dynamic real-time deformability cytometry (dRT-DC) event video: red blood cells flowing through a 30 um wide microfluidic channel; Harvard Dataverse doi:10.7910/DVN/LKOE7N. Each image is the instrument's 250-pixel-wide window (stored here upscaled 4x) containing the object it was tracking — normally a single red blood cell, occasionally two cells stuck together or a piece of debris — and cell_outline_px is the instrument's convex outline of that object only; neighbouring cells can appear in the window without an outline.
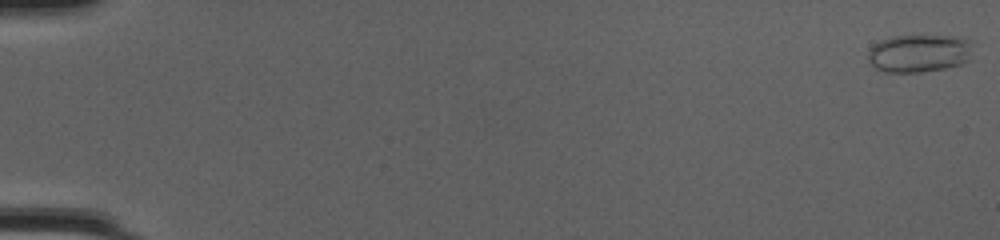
{"species": "common noctule bat (a hibernating species)", "species_latin": "Nyctalus noctula", "temperature_condition": "cold", "stored_images_in_passage": 51, "camera_frame_rate_fps": 3000, "um_per_image_px": 0.085, "animal": {"sex": "female", "body_mass_g": 20.0, "forearm_length_mm": 54.0}, "frame": {"image": 1, "passage_image": 1, "time_ms": 0.0, "image_size_px": [1000, 240], "cell_outline_px": [[972, 44], [968, 60], [960, 64], [944, 68], [920, 72], [884, 72], [876, 68], [868, 60], [868, 52], [872, 44], [880, 40], [892, 36], [964, 36], [972, 40]], "centroid_in_image_um": [78.12, 4.51], "position_along_channel_um": 6.9, "area_um2": 23.29}}
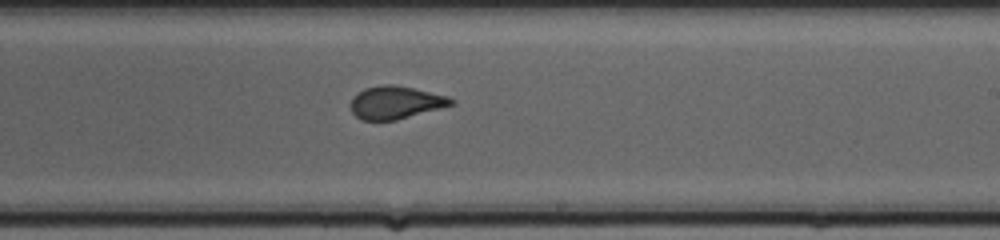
{"frame": {"image": 2, "passage_image": 32, "time_ms": 10.333, "image_size_px": [1000, 240], "cell_outline_px": [[456, 104], [396, 120], [364, 120], [356, 116], [352, 112], [352, 96], [364, 88], [380, 84], [392, 84], [412, 88], [448, 96], [456, 100]], "centroid_in_image_um": [33.65, 8.7], "position_along_channel_um": 255.4, "area_um2": 19.19}}
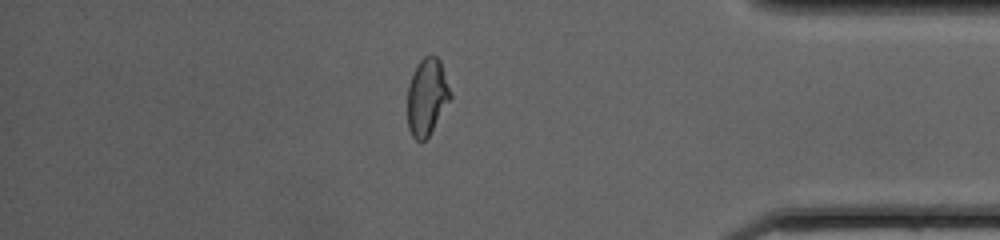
{"frame": {"image": 3, "passage_image": 44, "time_ms": 14.333, "image_size_px": [1000, 240], "cell_outline_px": [[452, 96], [428, 136], [424, 140], [416, 140], [412, 136], [408, 128], [408, 88], [416, 64], [424, 56], [432, 52], [440, 60], [452, 92]], "centroid_in_image_um": [36.3, 8.17], "position_along_channel_um": 398.9, "area_um2": 19.19}}